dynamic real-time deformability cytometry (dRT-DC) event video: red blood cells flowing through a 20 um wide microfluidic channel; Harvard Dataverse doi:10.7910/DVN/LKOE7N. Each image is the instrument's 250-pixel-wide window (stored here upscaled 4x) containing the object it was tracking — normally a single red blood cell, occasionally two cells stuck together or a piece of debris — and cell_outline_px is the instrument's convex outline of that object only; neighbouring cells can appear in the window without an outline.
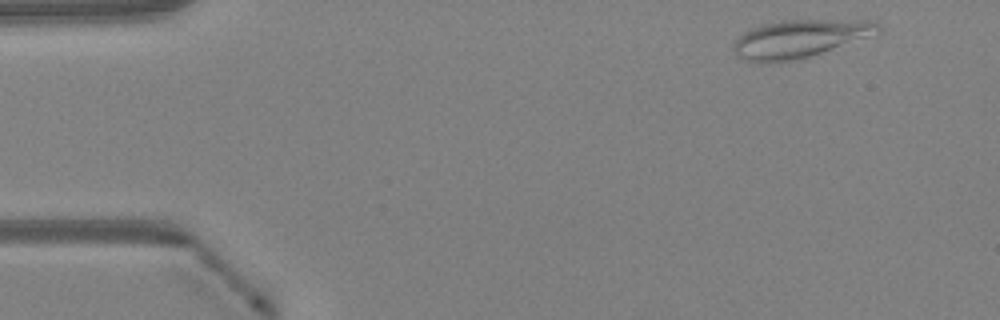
{"species": "Egyptian fruit bat (a non-hibernating species)", "species_latin": "Rousettus aegyptiacus", "temperature_condition": "warm", "stored_images_in_passage": 44, "camera_frame_rate_fps": 3000, "um_per_image_px": 0.085, "animal": {"sex": "female"}, "frame": {"image": 1, "passage_image": 1, "time_ms": 0.0, "image_size_px": [1000, 320], "cell_outline_px": [[880, 32], [808, 56], [788, 60], [748, 60], [740, 56], [732, 48], [732, 44], [744, 32], [752, 28], [764, 24], [784, 20], [876, 20], [880, 24]], "centroid_in_image_um": [68.02, 3.23], "position_along_channel_um": 17.0, "area_um2": 30.58}}
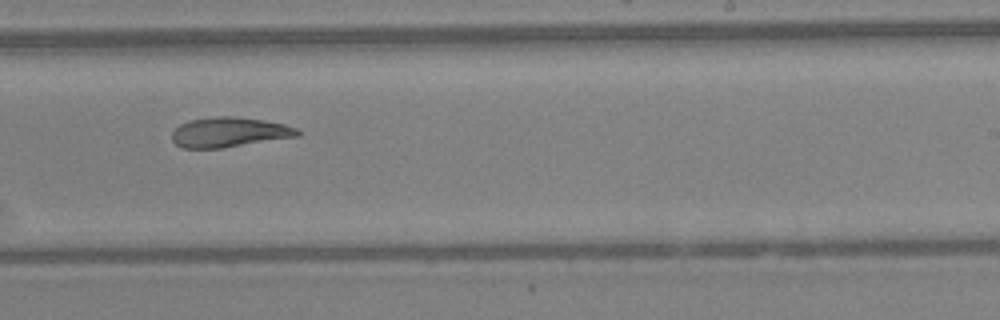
{"frame": {"image": 2, "passage_image": 26, "time_ms": 8.333, "image_size_px": [1000, 320], "cell_outline_px": [[300, 136], [220, 148], [184, 148], [176, 144], [172, 140], [172, 132], [180, 124], [192, 120], [216, 116], [232, 116], [264, 120], [284, 124], [296, 128], [300, 132]], "centroid_in_image_um": [19.49, 11.24], "position_along_channel_um": 269.5, "area_um2": 21.68}}
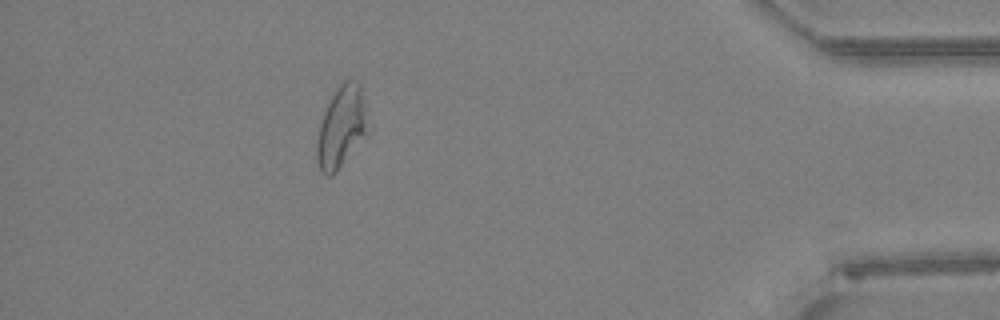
{"frame": {"image": 3, "passage_image": 39, "time_ms": 12.667, "image_size_px": [1000, 320], "cell_outline_px": [[372, 128], [368, 136], [336, 172], [332, 176], [324, 176], [320, 172], [316, 160], [316, 144], [320, 124], [328, 100], [340, 80], [356, 80], [360, 84]], "centroid_in_image_um": [29.07, 10.79], "position_along_channel_um": 406.1, "area_um2": 25.49}, "authors_computed_cell_mechanics": {"area_um2": 23.9292, "velocity_mm_per_s": 4.2719, "shape_relaxation_time_tau1_ms": null, "shape_relaxation_time_tau2_ms": 7.726, "deformation_change_tau1": null, "deformation_change_tau2": 0.1593}}